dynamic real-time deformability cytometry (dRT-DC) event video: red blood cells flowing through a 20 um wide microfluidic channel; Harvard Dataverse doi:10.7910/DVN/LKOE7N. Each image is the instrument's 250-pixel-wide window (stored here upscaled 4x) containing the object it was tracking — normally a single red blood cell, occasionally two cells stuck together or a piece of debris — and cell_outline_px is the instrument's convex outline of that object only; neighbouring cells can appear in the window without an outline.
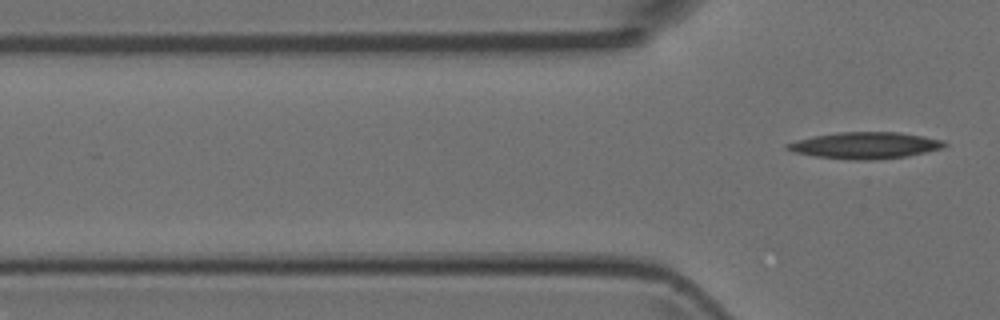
{"species": "Egyptian fruit bat (a non-hibernating species)", "species_latin": "Rousettus aegyptiacus", "temperature_condition": "room temperature", "stored_images_in_passage": 3, "camera_frame_rate_fps": 3000, "um_per_image_px": 0.085, "animal": {"sex": "female"}, "frame": {"image": 1, "passage_image": 3, "time_ms": 0.667, "image_size_px": [1000, 320], "cell_outline_px": [[948, 144], [944, 148], [908, 156], [872, 160], [848, 160], [816, 156], [792, 152], [784, 148], [784, 144], [796, 140], [812, 136], [840, 132], [896, 132], [924, 136], [944, 140]], "centroid_in_image_um": [73.52, 12.36], "position_along_channel_um": 52.3, "area_um2": 24.57}}